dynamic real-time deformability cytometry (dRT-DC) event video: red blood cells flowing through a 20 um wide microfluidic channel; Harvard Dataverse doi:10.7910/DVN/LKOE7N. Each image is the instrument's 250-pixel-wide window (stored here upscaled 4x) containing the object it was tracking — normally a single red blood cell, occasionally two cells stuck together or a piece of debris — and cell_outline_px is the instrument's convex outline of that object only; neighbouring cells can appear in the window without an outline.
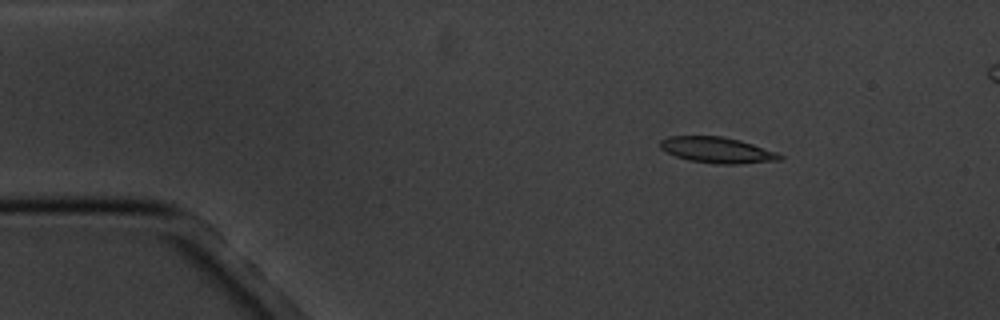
{"species": "common noctule bat (a hibernating species)", "species_latin": "Nyctalus noctula", "temperature_condition": "cold", "stored_images_in_passage": 6, "camera_frame_rate_fps": 3000, "um_per_image_px": 0.085, "animal": {"sex": "male", "body_mass_g": 20.1, "forearm_length_mm": 53.5}, "frame": {"image": 1, "passage_image": 3, "time_ms": 2.333, "image_size_px": [1000, 320], "cell_outline_px": [[784, 156], [780, 160], [740, 164], [716, 164], [692, 160], [676, 156], [660, 148], [660, 140], [668, 136], [720, 136], [740, 140], [776, 152]], "centroid_in_image_um": [60.96, 12.75], "position_along_channel_um": 24.0, "area_um2": 17.86}}